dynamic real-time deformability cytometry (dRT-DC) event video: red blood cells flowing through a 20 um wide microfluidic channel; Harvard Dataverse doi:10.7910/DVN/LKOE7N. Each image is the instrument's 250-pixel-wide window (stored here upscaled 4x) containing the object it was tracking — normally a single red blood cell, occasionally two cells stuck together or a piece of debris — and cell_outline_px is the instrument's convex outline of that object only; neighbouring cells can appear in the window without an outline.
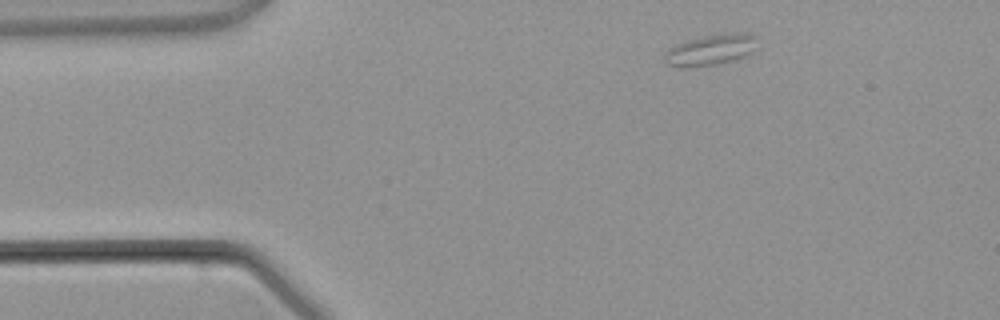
{"species": "common noctule bat (a hibernating species)", "species_latin": "Nyctalus noctula", "temperature_condition": "warm", "stored_images_in_passage": 2, "camera_frame_rate_fps": 3000, "um_per_image_px": 0.085, "animal": {"sex": "male", "body_mass_g": 21.5, "forearm_length_mm": 52.0}, "frame": {"image": 1, "passage_image": 1, "time_ms": 0.0, "image_size_px": [1000, 320], "cell_outline_px": [[756, 48], [752, 52], [744, 56], [732, 60], [716, 64], [688, 68], [684, 68], [668, 64], [664, 60], [664, 52], [668, 48], [684, 40], [704, 36], [732, 32], [744, 32], [756, 36]], "centroid_in_image_um": [60.38, 4.23], "position_along_channel_um": 24.6, "area_um2": 16.88}}
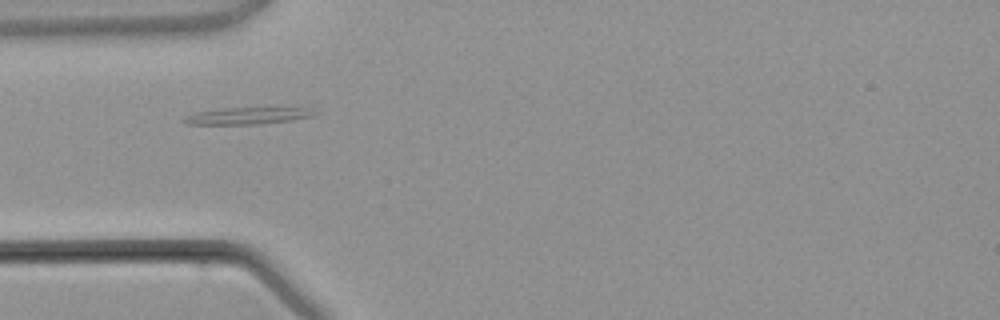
{"frame": {"image": 2, "passage_image": 2, "time_ms": 2.0, "image_size_px": [1000, 320], "cell_outline_px": [[320, 112], [312, 116], [292, 120], [260, 124], [188, 124], [180, 120], [184, 116], [196, 112], [220, 108], [304, 108]], "centroid_in_image_um": [20.99, 9.84], "position_along_channel_um": 64.0, "area_um2": 12.77}}